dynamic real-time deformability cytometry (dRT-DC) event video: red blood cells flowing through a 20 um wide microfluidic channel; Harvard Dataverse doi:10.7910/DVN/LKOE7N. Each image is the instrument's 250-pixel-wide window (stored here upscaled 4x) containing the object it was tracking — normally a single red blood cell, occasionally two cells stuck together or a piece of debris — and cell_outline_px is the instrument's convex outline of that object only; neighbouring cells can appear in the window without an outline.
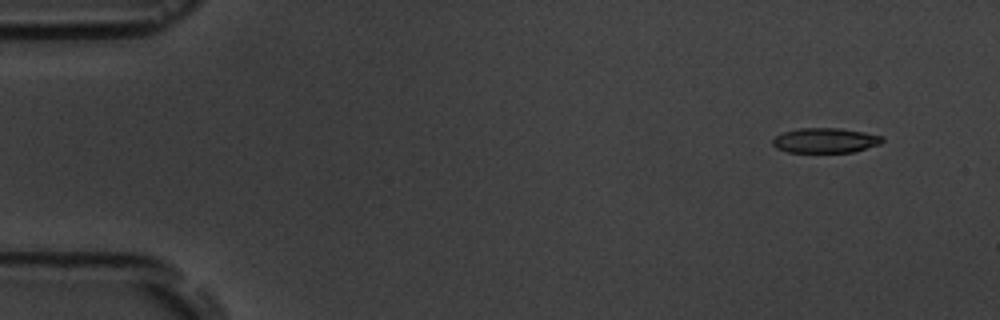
{"species": "common noctule bat (a hibernating species)", "species_latin": "Nyctalus noctula", "temperature_condition": "room temperature", "stored_images_in_passage": 5, "camera_frame_rate_fps": 3000, "um_per_image_px": 0.085, "animal": {"sex": "male", "body_mass_g": 19.5, "forearm_length_mm": 54.6}, "frame": {"image": 1, "passage_image": 2, "time_ms": 1.0, "image_size_px": [1000, 320], "cell_outline_px": [[884, 140], [880, 144], [852, 152], [788, 152], [776, 148], [772, 144], [772, 140], [776, 136], [784, 132], [800, 128], [840, 128], [864, 132], [884, 136]], "centroid_in_image_um": [70.16, 11.93], "position_along_channel_um": 14.8, "area_um2": 15.9}}
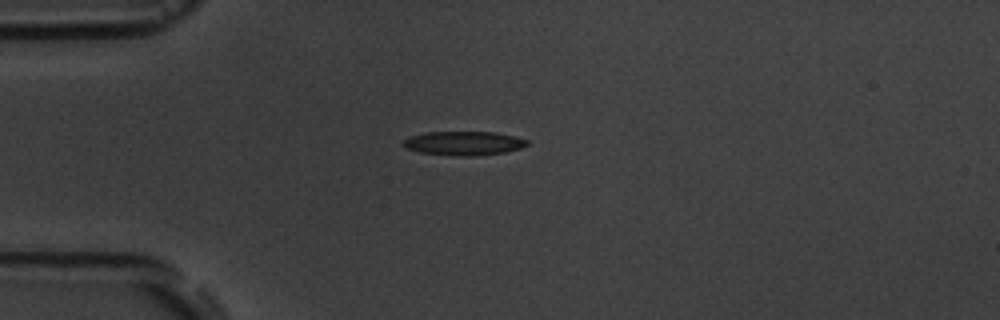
{"frame": {"image": 2, "passage_image": 5, "time_ms": 4.333, "image_size_px": [1000, 320], "cell_outline_px": [[528, 144], [520, 148], [504, 152], [476, 156], [460, 156], [420, 152], [404, 148], [400, 144], [408, 136], [424, 132], [496, 132], [528, 140]], "centroid_in_image_um": [39.35, 12.17], "position_along_channel_um": 45.6, "area_um2": 17.34}}